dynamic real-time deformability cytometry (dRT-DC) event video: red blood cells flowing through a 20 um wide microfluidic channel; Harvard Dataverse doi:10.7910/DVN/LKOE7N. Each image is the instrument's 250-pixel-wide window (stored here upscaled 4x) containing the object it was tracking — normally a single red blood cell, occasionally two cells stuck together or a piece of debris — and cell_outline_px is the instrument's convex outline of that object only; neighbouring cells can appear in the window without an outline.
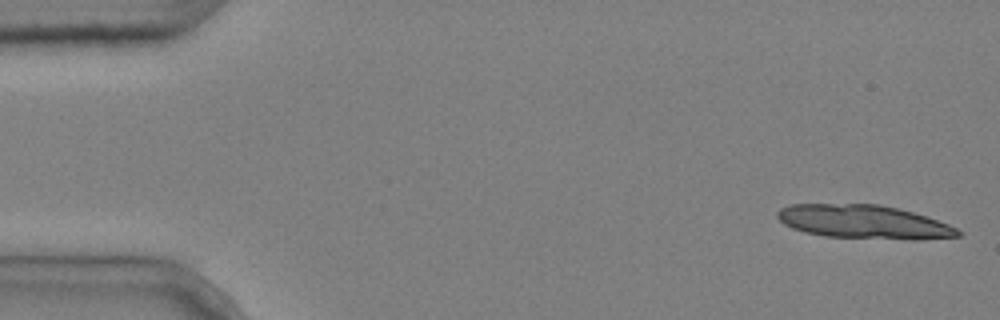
{"species": "common noctule bat (a hibernating species)", "species_latin": "Nyctalus noctula", "temperature_condition": "cold", "stored_images_in_passage": 6, "camera_frame_rate_fps": 3000, "um_per_image_px": 0.085, "animal": {"sex": "male", "body_mass_g": 20.4}, "frame": {"image": 1, "passage_image": 1, "time_ms": 0.0, "image_size_px": [1000, 320], "cell_outline_px": [[964, 232], [960, 236], [824, 236], [804, 232], [792, 228], [784, 224], [776, 216], [776, 212], [780, 208], [792, 204], [880, 204], [912, 212], [948, 224]], "centroid_in_image_um": [73.22, 18.79], "position_along_channel_um": 11.8, "area_um2": 33.41}}
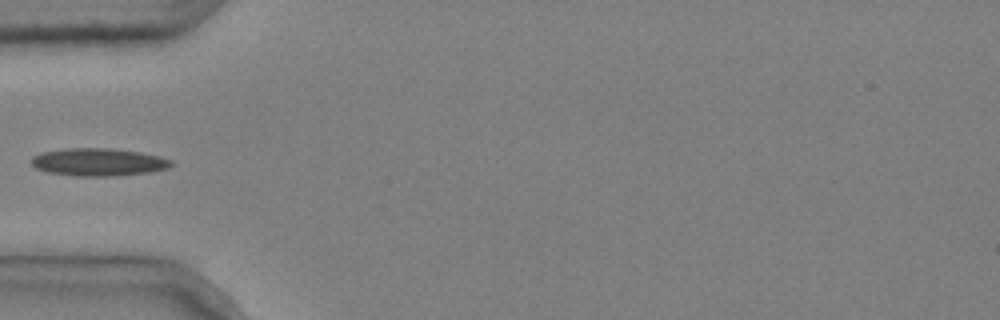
{"frame": {"image": 2, "passage_image": 5, "time_ms": 1.333, "image_size_px": [1000, 320], "cell_outline_px": [[176, 164], [168, 168], [148, 172], [116, 176], [76, 176], [48, 172], [36, 168], [32, 164], [32, 156], [40, 152], [68, 148], [112, 148], [140, 152], [160, 156], [172, 160]], "centroid_in_image_um": [8.39, 13.77], "position_along_channel_um": 76.6, "area_um2": 22.72}}